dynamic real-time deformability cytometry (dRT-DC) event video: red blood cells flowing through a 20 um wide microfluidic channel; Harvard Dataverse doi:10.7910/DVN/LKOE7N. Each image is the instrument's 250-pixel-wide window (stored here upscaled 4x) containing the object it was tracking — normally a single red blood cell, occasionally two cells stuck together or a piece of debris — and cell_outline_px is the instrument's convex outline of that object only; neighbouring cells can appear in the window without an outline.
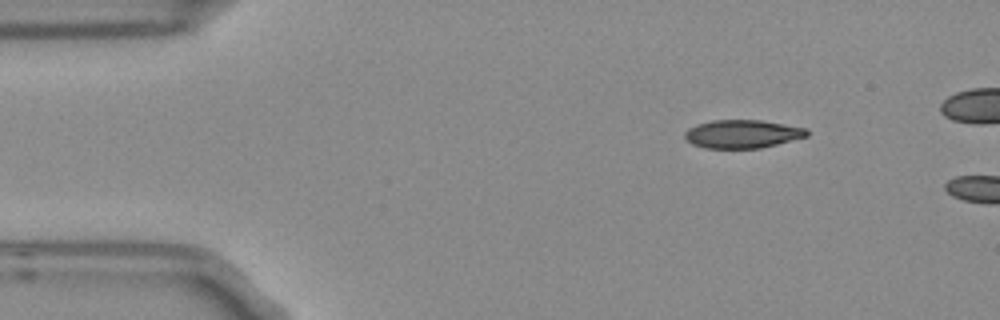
{"species": "Egyptian fruit bat (a non-hibernating species)", "species_latin": "Rousettus aegyptiacus", "temperature_condition": "room temperature", "stored_images_in_passage": 2, "camera_frame_rate_fps": 3000, "um_per_image_px": 0.085, "frame": {"image": 1, "passage_image": 1, "time_ms": 0.0, "image_size_px": [1000, 320], "cell_outline_px": [[808, 136], [760, 148], [704, 148], [692, 144], [684, 136], [684, 132], [688, 128], [696, 124], [712, 120], [760, 120], [784, 124], [804, 128], [808, 132]], "centroid_in_image_um": [63.05, 11.38], "position_along_channel_um": 21.9, "area_um2": 20.0}}